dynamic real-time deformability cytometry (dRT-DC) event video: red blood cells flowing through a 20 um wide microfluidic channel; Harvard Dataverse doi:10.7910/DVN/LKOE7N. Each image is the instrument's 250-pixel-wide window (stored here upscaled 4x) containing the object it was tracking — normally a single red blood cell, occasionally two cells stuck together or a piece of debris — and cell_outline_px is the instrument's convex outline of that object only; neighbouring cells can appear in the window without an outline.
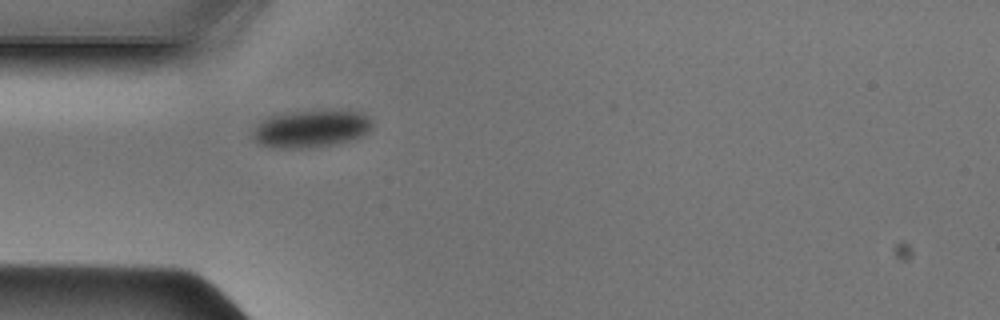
{"species": "Egyptian fruit bat (a non-hibernating species)", "species_latin": "Rousettus aegyptiacus", "temperature_condition": "cold", "stored_images_in_passage": 32, "camera_frame_rate_fps": 3000, "um_per_image_px": 0.085, "animal": {"sex": "male"}, "frame": {"image": 1, "passage_image": 1, "time_ms": 0.0, "image_size_px": [1000, 320], "cell_outline_px": [[372, 124], [368, 132], [360, 136], [348, 140], [332, 144], [308, 148], [276, 148], [260, 144], [252, 140], [252, 132], [260, 120], [268, 116], [292, 112], [360, 112], [368, 116]], "centroid_in_image_um": [26.35, 10.97], "position_along_channel_um": 58.7, "area_um2": 25.49}}
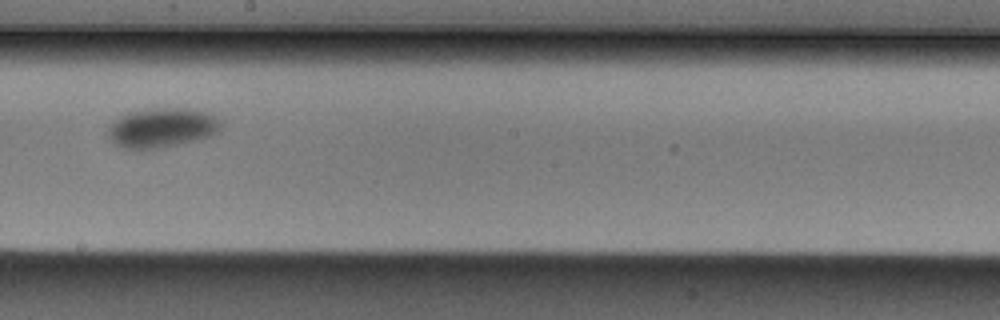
{"frame": {"image": 2, "passage_image": 14, "time_ms": 4.333, "image_size_px": [1000, 320], "cell_outline_px": [[220, 128], [216, 132], [200, 140], [160, 148], [120, 148], [108, 140], [104, 132], [120, 116], [128, 112], [152, 108], [192, 108], [208, 112], [220, 120]], "centroid_in_image_um": [13.72, 10.86], "position_along_channel_um": 234.5, "area_um2": 26.3}}
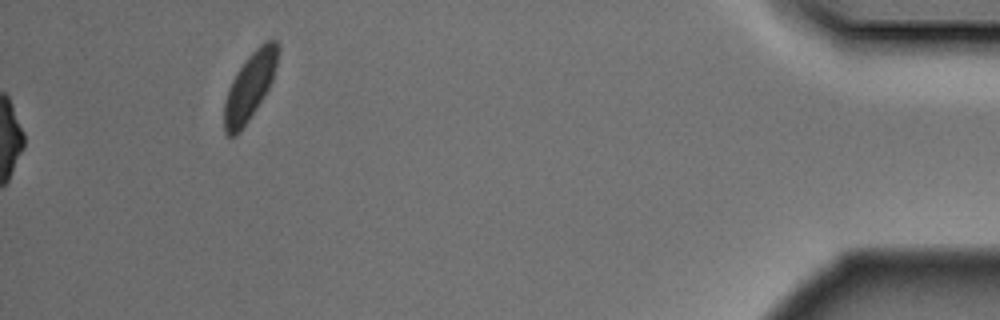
{"frame": {"image": 3, "passage_image": 32, "time_ms": 10.333, "image_size_px": [1000, 320], "cell_outline_px": [[280, 48], [272, 80], [268, 88], [256, 108], [240, 132], [236, 136], [228, 136], [224, 132], [224, 100], [228, 88], [232, 80], [248, 56], [260, 44], [268, 40], [276, 40], [280, 44]], "centroid_in_image_um": [21.22, 7.34], "position_along_channel_um": 414.0, "area_um2": 20.81}}